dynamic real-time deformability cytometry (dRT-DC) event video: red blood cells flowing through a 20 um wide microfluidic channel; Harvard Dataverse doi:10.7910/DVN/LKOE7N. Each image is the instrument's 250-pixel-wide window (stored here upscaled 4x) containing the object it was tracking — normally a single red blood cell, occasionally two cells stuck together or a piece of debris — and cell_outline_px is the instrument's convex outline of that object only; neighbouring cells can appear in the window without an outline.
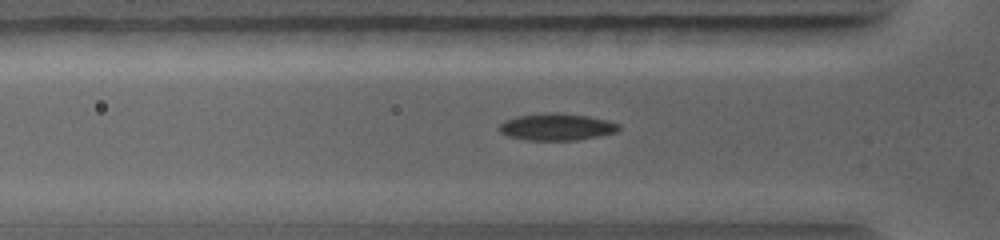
{"species": "common noctule bat (a hibernating species)", "species_latin": "Nyctalus noctula", "temperature_condition": "warm", "stored_images_in_passage": 20, "camera_frame_rate_fps": 5000, "um_per_image_px": 0.085, "animal": {"sex": "female", "body_mass_g": 19.0, "forearm_length_mm": 56.7}, "frame": {"image": 1, "passage_image": 9, "time_ms": 2.6, "image_size_px": [1000, 240], "cell_outline_px": [[620, 128], [616, 132], [576, 140], [528, 140], [508, 136], [500, 132], [500, 124], [504, 120], [516, 116], [548, 112], [556, 112], [588, 116], [608, 120], [620, 124]], "centroid_in_image_um": [47.31, 10.77], "position_along_channel_um": 78.5, "area_um2": 18.73}}
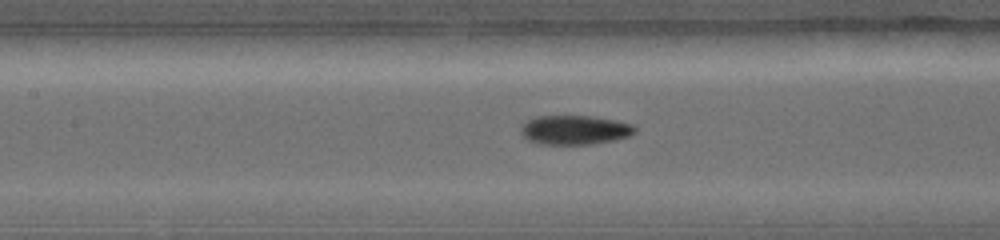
{"frame": {"image": 2, "passage_image": 14, "time_ms": 4.2, "image_size_px": [1000, 240], "cell_outline_px": [[636, 132], [628, 136], [616, 140], [592, 144], [536, 144], [528, 140], [520, 132], [520, 128], [528, 120], [536, 116], [592, 116], [616, 120], [632, 124], [636, 128]], "centroid_in_image_um": [48.86, 11.05], "position_along_channel_um": 158.5, "area_um2": 19.54}}
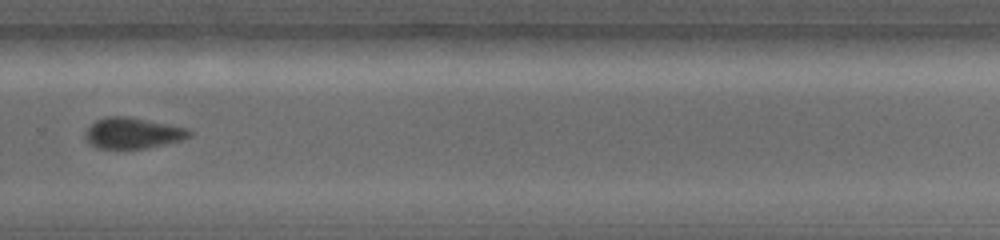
{"frame": {"image": 3, "passage_image": 20, "time_ms": 7.4, "image_size_px": [1000, 240], "cell_outline_px": [[192, 136], [180, 140], [148, 148], [96, 148], [84, 136], [84, 132], [96, 120], [108, 116], [128, 116], [188, 128], [192, 132]], "centroid_in_image_um": [11.3, 11.3], "position_along_channel_um": 318.5, "area_um2": 18.61}}